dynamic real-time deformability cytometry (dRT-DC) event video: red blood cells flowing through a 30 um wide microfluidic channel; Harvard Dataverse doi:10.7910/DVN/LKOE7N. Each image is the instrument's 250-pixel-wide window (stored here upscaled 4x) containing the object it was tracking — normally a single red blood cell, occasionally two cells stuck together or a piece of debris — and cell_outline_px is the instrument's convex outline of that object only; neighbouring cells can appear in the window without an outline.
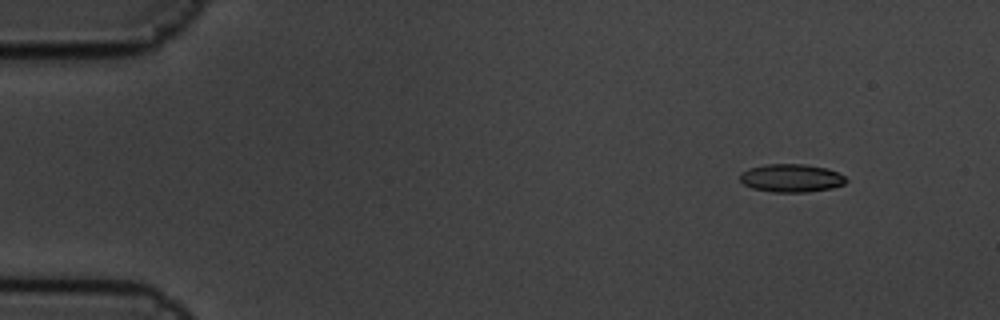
{"species": "common noctule bat (a hibernating species)", "species_latin": "Nyctalus noctula", "temperature_condition": "cold", "stored_images_in_passage": 9, "camera_frame_rate_fps": 3000, "um_per_image_px": 0.085, "animal": {"sex": "male", "body_mass_g": 19.5, "forearm_length_mm": 54.6}, "frame": {"image": 1, "passage_image": 1, "time_ms": 0.0, "image_size_px": [1000, 320], "cell_outline_px": [[848, 180], [844, 184], [832, 188], [808, 192], [772, 192], [752, 188], [744, 184], [740, 180], [740, 172], [748, 168], [764, 164], [804, 164], [828, 168], [844, 176]], "centroid_in_image_um": [67.24, 15.13], "position_along_channel_um": 17.8, "area_um2": 17.51}}
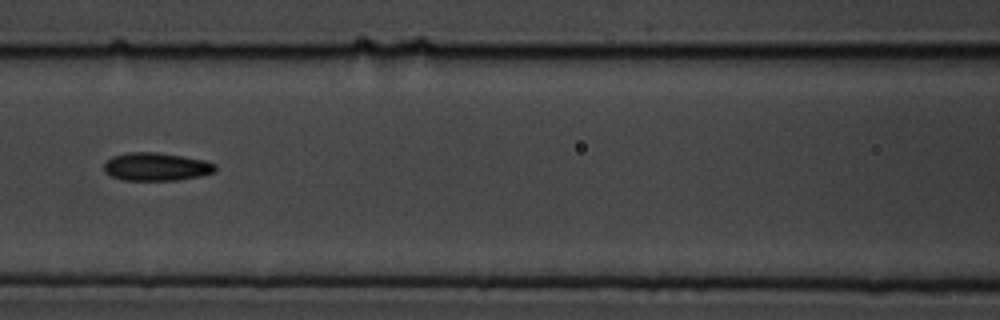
{"frame": {"image": 2, "passage_image": 7, "time_ms": 2.0, "image_size_px": [1000, 320], "cell_outline_px": [[216, 172], [200, 176], [176, 180], [124, 180], [112, 176], [104, 172], [104, 164], [112, 156], [128, 152], [156, 152], [204, 160], [216, 164]], "centroid_in_image_um": [13.28, 14.17], "position_along_channel_um": 153.3, "area_um2": 18.15}}
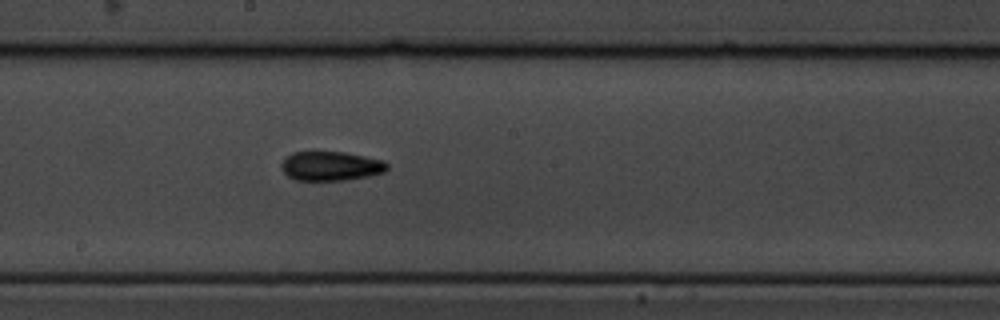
{"frame": {"image": 3, "passage_image": 9, "time_ms": 2.667, "image_size_px": [1000, 320], "cell_outline_px": [[388, 168], [384, 172], [368, 176], [344, 180], [296, 180], [288, 176], [284, 172], [280, 164], [284, 156], [292, 152], [344, 152], [384, 160], [388, 164]], "centroid_in_image_um": [28.1, 14.1], "position_along_channel_um": 220.1, "area_um2": 18.09}}